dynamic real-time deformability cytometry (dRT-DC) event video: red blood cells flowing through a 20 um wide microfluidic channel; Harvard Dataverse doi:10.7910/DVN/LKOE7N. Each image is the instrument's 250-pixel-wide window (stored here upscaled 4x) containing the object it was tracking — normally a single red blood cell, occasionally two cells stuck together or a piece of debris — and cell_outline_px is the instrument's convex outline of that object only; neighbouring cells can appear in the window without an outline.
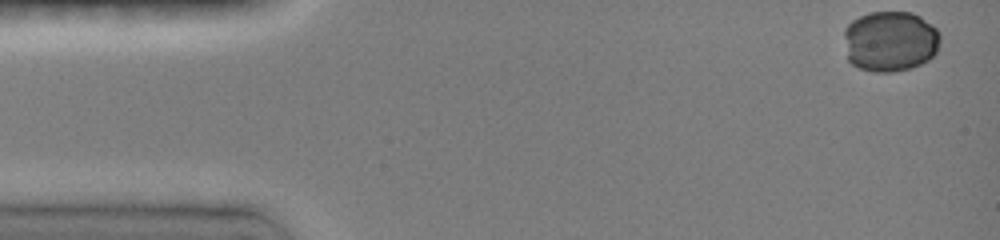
{"species": "common noctule bat (a hibernating species)", "species_latin": "Nyctalus noctula", "temperature_condition": "room temperature", "stored_images_in_passage": 23, "camera_frame_rate_fps": 3000, "um_per_image_px": 0.085, "animal": {"sex": "female", "body_mass_g": 19.0, "forearm_length_mm": 51.5}, "frame": {"image": 1, "passage_image": 1, "time_ms": 0.0, "image_size_px": [1000, 240], "cell_outline_px": [[940, 40], [936, 52], [928, 60], [912, 68], [892, 72], [872, 72], [860, 68], [852, 64], [848, 60], [844, 36], [844, 28], [852, 20], [868, 12], [912, 12], [920, 16], [932, 24], [940, 32]], "centroid_in_image_um": [75.67, 3.5], "position_along_channel_um": 9.3, "area_um2": 34.33}}